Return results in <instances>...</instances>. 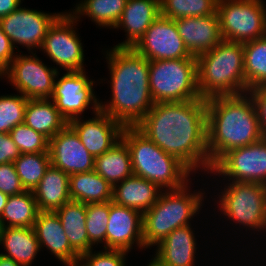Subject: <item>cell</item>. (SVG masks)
<instances>
[{"label":"cell","mask_w":266,"mask_h":266,"mask_svg":"<svg viewBox=\"0 0 266 266\" xmlns=\"http://www.w3.org/2000/svg\"><path fill=\"white\" fill-rule=\"evenodd\" d=\"M136 127L164 152L192 172L211 171L207 151L205 98L184 102L154 103Z\"/></svg>","instance_id":"obj_1"},{"label":"cell","mask_w":266,"mask_h":266,"mask_svg":"<svg viewBox=\"0 0 266 266\" xmlns=\"http://www.w3.org/2000/svg\"><path fill=\"white\" fill-rule=\"evenodd\" d=\"M111 75V101L100 110L123 126H136L153 107L149 89V60L132 47L106 51Z\"/></svg>","instance_id":"obj_2"},{"label":"cell","mask_w":266,"mask_h":266,"mask_svg":"<svg viewBox=\"0 0 266 266\" xmlns=\"http://www.w3.org/2000/svg\"><path fill=\"white\" fill-rule=\"evenodd\" d=\"M206 103L207 151L211 168L226 152L263 138L255 104L249 94L210 97Z\"/></svg>","instance_id":"obj_3"},{"label":"cell","mask_w":266,"mask_h":266,"mask_svg":"<svg viewBox=\"0 0 266 266\" xmlns=\"http://www.w3.org/2000/svg\"><path fill=\"white\" fill-rule=\"evenodd\" d=\"M196 59L201 98L247 93L243 43L222 40Z\"/></svg>","instance_id":"obj_4"},{"label":"cell","mask_w":266,"mask_h":266,"mask_svg":"<svg viewBox=\"0 0 266 266\" xmlns=\"http://www.w3.org/2000/svg\"><path fill=\"white\" fill-rule=\"evenodd\" d=\"M121 139L129 149L133 175L167 190L180 188L190 180L191 170L164 152L136 126H124Z\"/></svg>","instance_id":"obj_5"},{"label":"cell","mask_w":266,"mask_h":266,"mask_svg":"<svg viewBox=\"0 0 266 266\" xmlns=\"http://www.w3.org/2000/svg\"><path fill=\"white\" fill-rule=\"evenodd\" d=\"M203 196L200 191L191 193L188 182L177 189H163L156 204L143 213L144 247L158 245L176 228L191 225L189 220L199 214Z\"/></svg>","instance_id":"obj_6"},{"label":"cell","mask_w":266,"mask_h":266,"mask_svg":"<svg viewBox=\"0 0 266 266\" xmlns=\"http://www.w3.org/2000/svg\"><path fill=\"white\" fill-rule=\"evenodd\" d=\"M149 89L154 103L201 99L196 57L149 61Z\"/></svg>","instance_id":"obj_7"},{"label":"cell","mask_w":266,"mask_h":266,"mask_svg":"<svg viewBox=\"0 0 266 266\" xmlns=\"http://www.w3.org/2000/svg\"><path fill=\"white\" fill-rule=\"evenodd\" d=\"M227 184L220 192L218 204L224 216L239 226L266 230V185L235 181Z\"/></svg>","instance_id":"obj_8"},{"label":"cell","mask_w":266,"mask_h":266,"mask_svg":"<svg viewBox=\"0 0 266 266\" xmlns=\"http://www.w3.org/2000/svg\"><path fill=\"white\" fill-rule=\"evenodd\" d=\"M265 6L262 0H218L223 40L245 43L265 36Z\"/></svg>","instance_id":"obj_9"},{"label":"cell","mask_w":266,"mask_h":266,"mask_svg":"<svg viewBox=\"0 0 266 266\" xmlns=\"http://www.w3.org/2000/svg\"><path fill=\"white\" fill-rule=\"evenodd\" d=\"M77 21L72 13L62 12L48 28L41 47L56 65L67 72L85 70L83 46L73 30Z\"/></svg>","instance_id":"obj_10"},{"label":"cell","mask_w":266,"mask_h":266,"mask_svg":"<svg viewBox=\"0 0 266 266\" xmlns=\"http://www.w3.org/2000/svg\"><path fill=\"white\" fill-rule=\"evenodd\" d=\"M16 55L3 76L28 99H50L58 68L47 67L36 54Z\"/></svg>","instance_id":"obj_11"},{"label":"cell","mask_w":266,"mask_h":266,"mask_svg":"<svg viewBox=\"0 0 266 266\" xmlns=\"http://www.w3.org/2000/svg\"><path fill=\"white\" fill-rule=\"evenodd\" d=\"M209 173L225 176L229 182L266 185V139L226 152Z\"/></svg>","instance_id":"obj_12"},{"label":"cell","mask_w":266,"mask_h":266,"mask_svg":"<svg viewBox=\"0 0 266 266\" xmlns=\"http://www.w3.org/2000/svg\"><path fill=\"white\" fill-rule=\"evenodd\" d=\"M58 74L50 100L67 122L79 118L90 104L94 114L100 110L99 99L94 95V81L86 76L85 71H69L56 81Z\"/></svg>","instance_id":"obj_13"},{"label":"cell","mask_w":266,"mask_h":266,"mask_svg":"<svg viewBox=\"0 0 266 266\" xmlns=\"http://www.w3.org/2000/svg\"><path fill=\"white\" fill-rule=\"evenodd\" d=\"M149 61L195 57L186 48L175 20L158 16L132 47Z\"/></svg>","instance_id":"obj_14"},{"label":"cell","mask_w":266,"mask_h":266,"mask_svg":"<svg viewBox=\"0 0 266 266\" xmlns=\"http://www.w3.org/2000/svg\"><path fill=\"white\" fill-rule=\"evenodd\" d=\"M60 14L19 6L14 12L0 18V26L15 48L16 43L31 51L42 47L48 28Z\"/></svg>","instance_id":"obj_15"},{"label":"cell","mask_w":266,"mask_h":266,"mask_svg":"<svg viewBox=\"0 0 266 266\" xmlns=\"http://www.w3.org/2000/svg\"><path fill=\"white\" fill-rule=\"evenodd\" d=\"M49 154L51 165L69 175L94 170L95 158L69 125L49 140Z\"/></svg>","instance_id":"obj_16"},{"label":"cell","mask_w":266,"mask_h":266,"mask_svg":"<svg viewBox=\"0 0 266 266\" xmlns=\"http://www.w3.org/2000/svg\"><path fill=\"white\" fill-rule=\"evenodd\" d=\"M136 242L143 249V214L133 208L110 201V212L106 231V249L129 252Z\"/></svg>","instance_id":"obj_17"},{"label":"cell","mask_w":266,"mask_h":266,"mask_svg":"<svg viewBox=\"0 0 266 266\" xmlns=\"http://www.w3.org/2000/svg\"><path fill=\"white\" fill-rule=\"evenodd\" d=\"M79 136L81 143L95 158L108 151L120 139L124 126L99 110L94 118L82 120L80 117L68 122Z\"/></svg>","instance_id":"obj_18"},{"label":"cell","mask_w":266,"mask_h":266,"mask_svg":"<svg viewBox=\"0 0 266 266\" xmlns=\"http://www.w3.org/2000/svg\"><path fill=\"white\" fill-rule=\"evenodd\" d=\"M175 23L192 56L210 51L223 40L217 12L208 16L179 18Z\"/></svg>","instance_id":"obj_19"},{"label":"cell","mask_w":266,"mask_h":266,"mask_svg":"<svg viewBox=\"0 0 266 266\" xmlns=\"http://www.w3.org/2000/svg\"><path fill=\"white\" fill-rule=\"evenodd\" d=\"M160 16V0H127L115 29L123 28L126 40L115 47H133L152 22Z\"/></svg>","instance_id":"obj_20"},{"label":"cell","mask_w":266,"mask_h":266,"mask_svg":"<svg viewBox=\"0 0 266 266\" xmlns=\"http://www.w3.org/2000/svg\"><path fill=\"white\" fill-rule=\"evenodd\" d=\"M33 228L40 249L46 247L64 264L80 258V255L71 247L56 212L39 211Z\"/></svg>","instance_id":"obj_21"},{"label":"cell","mask_w":266,"mask_h":266,"mask_svg":"<svg viewBox=\"0 0 266 266\" xmlns=\"http://www.w3.org/2000/svg\"><path fill=\"white\" fill-rule=\"evenodd\" d=\"M191 225L176 228L157 245L154 255L166 266H193L196 239Z\"/></svg>","instance_id":"obj_22"},{"label":"cell","mask_w":266,"mask_h":266,"mask_svg":"<svg viewBox=\"0 0 266 266\" xmlns=\"http://www.w3.org/2000/svg\"><path fill=\"white\" fill-rule=\"evenodd\" d=\"M162 191L157 184L132 175L113 186L112 201L143 214L156 204Z\"/></svg>","instance_id":"obj_23"},{"label":"cell","mask_w":266,"mask_h":266,"mask_svg":"<svg viewBox=\"0 0 266 266\" xmlns=\"http://www.w3.org/2000/svg\"><path fill=\"white\" fill-rule=\"evenodd\" d=\"M1 244L8 253H0V255L13 260L20 266H31L40 250L33 227H2L0 229Z\"/></svg>","instance_id":"obj_24"},{"label":"cell","mask_w":266,"mask_h":266,"mask_svg":"<svg viewBox=\"0 0 266 266\" xmlns=\"http://www.w3.org/2000/svg\"><path fill=\"white\" fill-rule=\"evenodd\" d=\"M69 174L53 167L45 171L39 184L33 190L39 211L55 212L71 201L69 194Z\"/></svg>","instance_id":"obj_25"},{"label":"cell","mask_w":266,"mask_h":266,"mask_svg":"<svg viewBox=\"0 0 266 266\" xmlns=\"http://www.w3.org/2000/svg\"><path fill=\"white\" fill-rule=\"evenodd\" d=\"M24 123L49 140L68 125L50 99H28Z\"/></svg>","instance_id":"obj_26"},{"label":"cell","mask_w":266,"mask_h":266,"mask_svg":"<svg viewBox=\"0 0 266 266\" xmlns=\"http://www.w3.org/2000/svg\"><path fill=\"white\" fill-rule=\"evenodd\" d=\"M69 194L72 201L104 203L112 201L113 186L94 170L69 176Z\"/></svg>","instance_id":"obj_27"},{"label":"cell","mask_w":266,"mask_h":266,"mask_svg":"<svg viewBox=\"0 0 266 266\" xmlns=\"http://www.w3.org/2000/svg\"><path fill=\"white\" fill-rule=\"evenodd\" d=\"M55 212L60 219L71 247L80 256L89 252V238L86 231V204L71 200Z\"/></svg>","instance_id":"obj_28"},{"label":"cell","mask_w":266,"mask_h":266,"mask_svg":"<svg viewBox=\"0 0 266 266\" xmlns=\"http://www.w3.org/2000/svg\"><path fill=\"white\" fill-rule=\"evenodd\" d=\"M94 171L112 186L132 176L131 157L126 143L120 139L108 151L95 157Z\"/></svg>","instance_id":"obj_29"},{"label":"cell","mask_w":266,"mask_h":266,"mask_svg":"<svg viewBox=\"0 0 266 266\" xmlns=\"http://www.w3.org/2000/svg\"><path fill=\"white\" fill-rule=\"evenodd\" d=\"M38 213L33 191L25 190L20 194L8 197L0 216V226L1 228L34 227Z\"/></svg>","instance_id":"obj_30"},{"label":"cell","mask_w":266,"mask_h":266,"mask_svg":"<svg viewBox=\"0 0 266 266\" xmlns=\"http://www.w3.org/2000/svg\"><path fill=\"white\" fill-rule=\"evenodd\" d=\"M244 74L248 90L266 87V35L243 43Z\"/></svg>","instance_id":"obj_31"},{"label":"cell","mask_w":266,"mask_h":266,"mask_svg":"<svg viewBox=\"0 0 266 266\" xmlns=\"http://www.w3.org/2000/svg\"><path fill=\"white\" fill-rule=\"evenodd\" d=\"M127 0H84L76 5L72 15L90 17L99 27L114 28L123 13Z\"/></svg>","instance_id":"obj_32"},{"label":"cell","mask_w":266,"mask_h":266,"mask_svg":"<svg viewBox=\"0 0 266 266\" xmlns=\"http://www.w3.org/2000/svg\"><path fill=\"white\" fill-rule=\"evenodd\" d=\"M16 172L25 190L33 191L51 165L49 152L21 154L14 161Z\"/></svg>","instance_id":"obj_33"},{"label":"cell","mask_w":266,"mask_h":266,"mask_svg":"<svg viewBox=\"0 0 266 266\" xmlns=\"http://www.w3.org/2000/svg\"><path fill=\"white\" fill-rule=\"evenodd\" d=\"M218 0H160V15L173 20L213 15Z\"/></svg>","instance_id":"obj_34"},{"label":"cell","mask_w":266,"mask_h":266,"mask_svg":"<svg viewBox=\"0 0 266 266\" xmlns=\"http://www.w3.org/2000/svg\"><path fill=\"white\" fill-rule=\"evenodd\" d=\"M110 212V201L86 204V231L89 238V251L92 246L104 243L106 249V231Z\"/></svg>","instance_id":"obj_35"},{"label":"cell","mask_w":266,"mask_h":266,"mask_svg":"<svg viewBox=\"0 0 266 266\" xmlns=\"http://www.w3.org/2000/svg\"><path fill=\"white\" fill-rule=\"evenodd\" d=\"M28 98L21 95L0 96V133H9L16 125L24 123Z\"/></svg>","instance_id":"obj_36"},{"label":"cell","mask_w":266,"mask_h":266,"mask_svg":"<svg viewBox=\"0 0 266 266\" xmlns=\"http://www.w3.org/2000/svg\"><path fill=\"white\" fill-rule=\"evenodd\" d=\"M9 134L21 154L49 152V139L25 123L16 125Z\"/></svg>","instance_id":"obj_37"},{"label":"cell","mask_w":266,"mask_h":266,"mask_svg":"<svg viewBox=\"0 0 266 266\" xmlns=\"http://www.w3.org/2000/svg\"><path fill=\"white\" fill-rule=\"evenodd\" d=\"M89 251L80 256L88 266H125V256L128 252L123 250L105 249L104 251Z\"/></svg>","instance_id":"obj_38"},{"label":"cell","mask_w":266,"mask_h":266,"mask_svg":"<svg viewBox=\"0 0 266 266\" xmlns=\"http://www.w3.org/2000/svg\"><path fill=\"white\" fill-rule=\"evenodd\" d=\"M0 191L8 196L25 191L16 172L14 162L0 164Z\"/></svg>","instance_id":"obj_39"},{"label":"cell","mask_w":266,"mask_h":266,"mask_svg":"<svg viewBox=\"0 0 266 266\" xmlns=\"http://www.w3.org/2000/svg\"><path fill=\"white\" fill-rule=\"evenodd\" d=\"M247 94L255 104L262 136L266 139V87L250 89Z\"/></svg>","instance_id":"obj_40"},{"label":"cell","mask_w":266,"mask_h":266,"mask_svg":"<svg viewBox=\"0 0 266 266\" xmlns=\"http://www.w3.org/2000/svg\"><path fill=\"white\" fill-rule=\"evenodd\" d=\"M21 152L9 133H0V164L14 162Z\"/></svg>","instance_id":"obj_41"},{"label":"cell","mask_w":266,"mask_h":266,"mask_svg":"<svg viewBox=\"0 0 266 266\" xmlns=\"http://www.w3.org/2000/svg\"><path fill=\"white\" fill-rule=\"evenodd\" d=\"M15 47L0 26V69L4 72L16 57Z\"/></svg>","instance_id":"obj_42"},{"label":"cell","mask_w":266,"mask_h":266,"mask_svg":"<svg viewBox=\"0 0 266 266\" xmlns=\"http://www.w3.org/2000/svg\"><path fill=\"white\" fill-rule=\"evenodd\" d=\"M21 0H0V18L14 12L21 5Z\"/></svg>","instance_id":"obj_43"},{"label":"cell","mask_w":266,"mask_h":266,"mask_svg":"<svg viewBox=\"0 0 266 266\" xmlns=\"http://www.w3.org/2000/svg\"><path fill=\"white\" fill-rule=\"evenodd\" d=\"M0 266H20L11 259L5 258L0 255Z\"/></svg>","instance_id":"obj_44"},{"label":"cell","mask_w":266,"mask_h":266,"mask_svg":"<svg viewBox=\"0 0 266 266\" xmlns=\"http://www.w3.org/2000/svg\"><path fill=\"white\" fill-rule=\"evenodd\" d=\"M8 197H9L8 195H6L0 191V216H1L3 209L7 203Z\"/></svg>","instance_id":"obj_45"},{"label":"cell","mask_w":266,"mask_h":266,"mask_svg":"<svg viewBox=\"0 0 266 266\" xmlns=\"http://www.w3.org/2000/svg\"><path fill=\"white\" fill-rule=\"evenodd\" d=\"M83 263V264H82ZM67 266H88L81 258H78L72 262L66 263Z\"/></svg>","instance_id":"obj_46"},{"label":"cell","mask_w":266,"mask_h":266,"mask_svg":"<svg viewBox=\"0 0 266 266\" xmlns=\"http://www.w3.org/2000/svg\"><path fill=\"white\" fill-rule=\"evenodd\" d=\"M147 266H166V265L162 264L156 257H153V259Z\"/></svg>","instance_id":"obj_47"},{"label":"cell","mask_w":266,"mask_h":266,"mask_svg":"<svg viewBox=\"0 0 266 266\" xmlns=\"http://www.w3.org/2000/svg\"><path fill=\"white\" fill-rule=\"evenodd\" d=\"M3 74H4L3 71L0 69V76H1V78L4 77Z\"/></svg>","instance_id":"obj_48"}]
</instances>
